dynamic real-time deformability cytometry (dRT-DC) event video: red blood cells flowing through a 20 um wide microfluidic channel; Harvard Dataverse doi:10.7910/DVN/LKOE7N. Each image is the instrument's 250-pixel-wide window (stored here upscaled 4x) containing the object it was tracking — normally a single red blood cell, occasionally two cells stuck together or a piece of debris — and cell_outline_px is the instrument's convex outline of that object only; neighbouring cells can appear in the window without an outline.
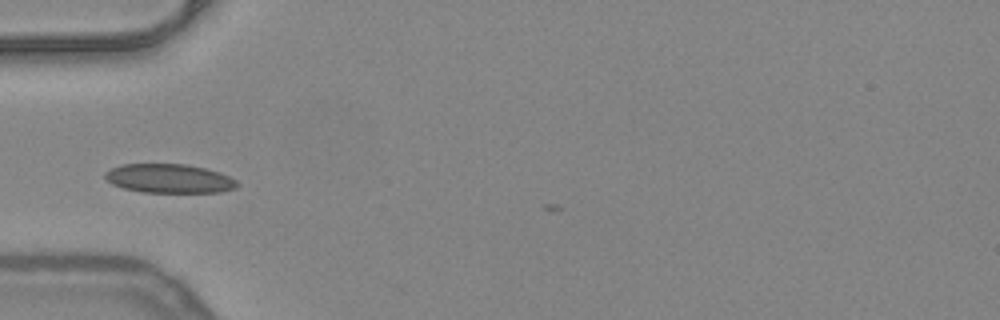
{"species": "common noctule bat (a hibernating species)", "species_latin": "Nyctalus noctula", "temperature_condition": "warm", "stored_images_in_passage": 3, "camera_frame_rate_fps": 3000, "um_per_image_px": 0.085, "animal": {"sex": "female", "body_mass_g": 24.6, "forearm_length_mm": 56.2}, "frame": {"image": 1, "passage_image": 1, "time_ms": 0.0, "image_size_px": [1000, 320], "cell_outline_px": [[240, 184], [236, 188], [220, 192], [144, 192], [124, 188], [112, 184], [104, 176], [104, 172], [120, 164], [184, 164], [204, 168], [220, 172], [236, 180]], "centroid_in_image_um": [14.39, 15.17], "position_along_channel_um": 70.6, "area_um2": 22.25}}